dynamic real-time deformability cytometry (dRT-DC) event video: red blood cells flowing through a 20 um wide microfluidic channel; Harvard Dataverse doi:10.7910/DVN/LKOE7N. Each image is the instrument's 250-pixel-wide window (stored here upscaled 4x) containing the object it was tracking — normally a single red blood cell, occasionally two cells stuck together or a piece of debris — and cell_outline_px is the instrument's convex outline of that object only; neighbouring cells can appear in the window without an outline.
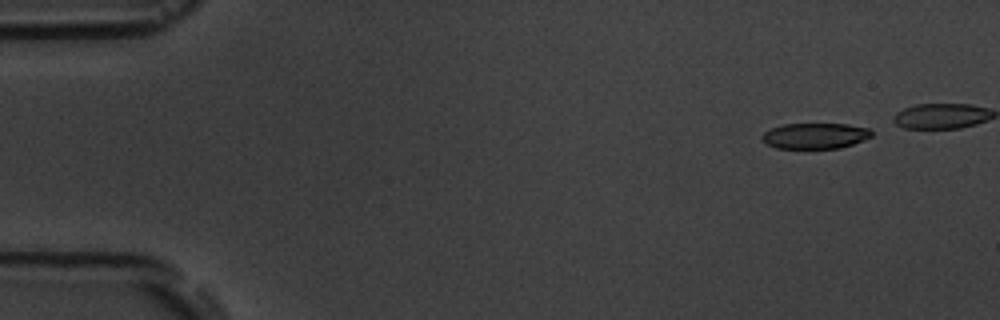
{"species": "common noctule bat (a hibernating species)", "species_latin": "Nyctalus noctula", "temperature_condition": "room temperature", "stored_images_in_passage": 7, "camera_frame_rate_fps": 3000, "um_per_image_px": 0.085, "animal": {"sex": "male", "body_mass_g": 19.5, "forearm_length_mm": 54.6}, "frame": {"image": 1, "passage_image": 1, "time_ms": 0.0, "image_size_px": [1000, 320], "cell_outline_px": [[872, 136], [852, 144], [840, 148], [776, 148], [768, 144], [760, 136], [764, 132], [772, 128], [784, 124], [848, 124], [868, 128], [872, 132]], "centroid_in_image_um": [69.29, 11.54], "position_along_channel_um": 15.7, "area_um2": 16.24}}
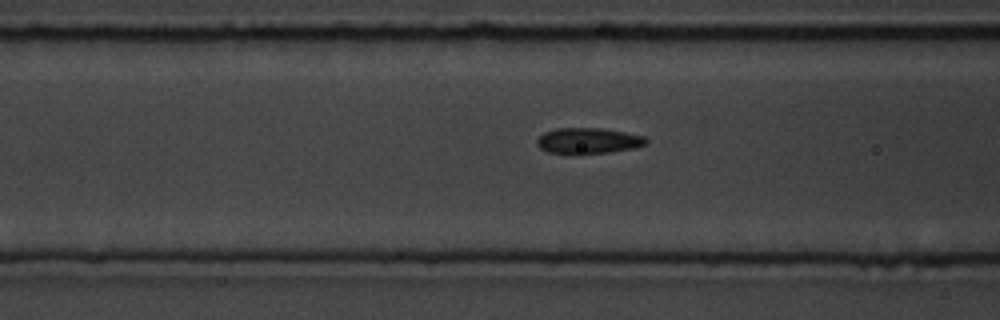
{"frame": {"image": 2, "passage_image": 6, "time_ms": 7.333, "image_size_px": [1000, 320], "cell_outline_px": [[648, 144], [636, 148], [608, 152], [576, 156], [548, 152], [540, 148], [536, 144], [536, 140], [544, 132], [556, 128], [600, 128], [624, 132], [644, 136], [648, 140]], "centroid_in_image_um": [49.98, 11.99], "position_along_channel_um": 116.6, "area_um2": 16.94}}
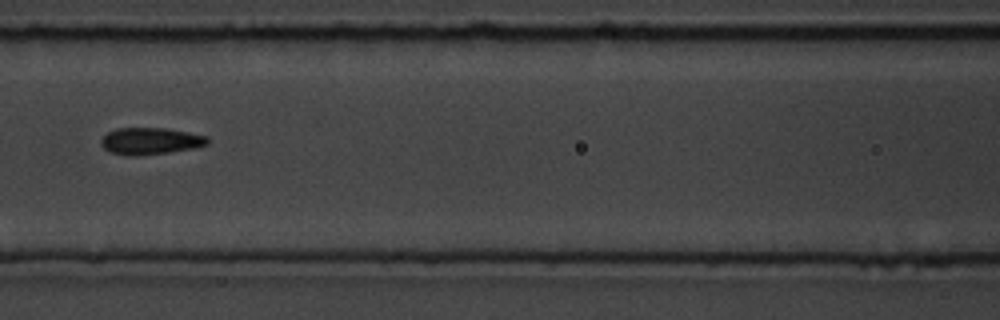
{"frame": {"image": 3, "passage_image": 7, "time_ms": 8.333, "image_size_px": [1000, 320], "cell_outline_px": [[208, 144], [192, 148], [168, 152], [136, 156], [128, 156], [112, 152], [104, 148], [100, 144], [100, 140], [108, 132], [116, 128], [168, 128], [208, 136]], "centroid_in_image_um": [12.77, 11.98], "position_along_channel_um": 153.8, "area_um2": 16.59}}